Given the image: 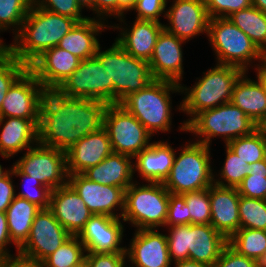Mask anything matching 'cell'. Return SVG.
Listing matches in <instances>:
<instances>
[{"instance_id": "cell-27", "label": "cell", "mask_w": 266, "mask_h": 267, "mask_svg": "<svg viewBox=\"0 0 266 267\" xmlns=\"http://www.w3.org/2000/svg\"><path fill=\"white\" fill-rule=\"evenodd\" d=\"M132 157L112 152L98 165L88 168L82 174L89 180L126 190L133 182Z\"/></svg>"}, {"instance_id": "cell-60", "label": "cell", "mask_w": 266, "mask_h": 267, "mask_svg": "<svg viewBox=\"0 0 266 267\" xmlns=\"http://www.w3.org/2000/svg\"><path fill=\"white\" fill-rule=\"evenodd\" d=\"M10 171H3L2 166L0 165V179L5 177Z\"/></svg>"}, {"instance_id": "cell-19", "label": "cell", "mask_w": 266, "mask_h": 267, "mask_svg": "<svg viewBox=\"0 0 266 267\" xmlns=\"http://www.w3.org/2000/svg\"><path fill=\"white\" fill-rule=\"evenodd\" d=\"M49 209L72 236H78L93 215L69 183L51 191Z\"/></svg>"}, {"instance_id": "cell-17", "label": "cell", "mask_w": 266, "mask_h": 267, "mask_svg": "<svg viewBox=\"0 0 266 267\" xmlns=\"http://www.w3.org/2000/svg\"><path fill=\"white\" fill-rule=\"evenodd\" d=\"M123 227L120 218L94 214L78 238L87 253L126 252V248L119 247L123 237Z\"/></svg>"}, {"instance_id": "cell-61", "label": "cell", "mask_w": 266, "mask_h": 267, "mask_svg": "<svg viewBox=\"0 0 266 267\" xmlns=\"http://www.w3.org/2000/svg\"><path fill=\"white\" fill-rule=\"evenodd\" d=\"M31 6L36 5L38 0H26Z\"/></svg>"}, {"instance_id": "cell-34", "label": "cell", "mask_w": 266, "mask_h": 267, "mask_svg": "<svg viewBox=\"0 0 266 267\" xmlns=\"http://www.w3.org/2000/svg\"><path fill=\"white\" fill-rule=\"evenodd\" d=\"M227 146L248 164L266 159V134L261 127L249 135L233 139Z\"/></svg>"}, {"instance_id": "cell-16", "label": "cell", "mask_w": 266, "mask_h": 267, "mask_svg": "<svg viewBox=\"0 0 266 267\" xmlns=\"http://www.w3.org/2000/svg\"><path fill=\"white\" fill-rule=\"evenodd\" d=\"M68 183L75 189L93 215L122 217L125 199L123 188L96 183L83 174H69ZM117 206L119 209L121 208L120 216L113 212Z\"/></svg>"}, {"instance_id": "cell-56", "label": "cell", "mask_w": 266, "mask_h": 267, "mask_svg": "<svg viewBox=\"0 0 266 267\" xmlns=\"http://www.w3.org/2000/svg\"><path fill=\"white\" fill-rule=\"evenodd\" d=\"M252 6L258 8L263 13H266V0H252Z\"/></svg>"}, {"instance_id": "cell-21", "label": "cell", "mask_w": 266, "mask_h": 267, "mask_svg": "<svg viewBox=\"0 0 266 267\" xmlns=\"http://www.w3.org/2000/svg\"><path fill=\"white\" fill-rule=\"evenodd\" d=\"M184 41L169 33L165 28L159 34L154 52L149 60L153 79L179 83L182 79V43Z\"/></svg>"}, {"instance_id": "cell-5", "label": "cell", "mask_w": 266, "mask_h": 267, "mask_svg": "<svg viewBox=\"0 0 266 267\" xmlns=\"http://www.w3.org/2000/svg\"><path fill=\"white\" fill-rule=\"evenodd\" d=\"M170 91L182 92L181 84L154 79L144 89L127 96L120 105L132 114L151 135L158 131L167 132L171 125Z\"/></svg>"}, {"instance_id": "cell-45", "label": "cell", "mask_w": 266, "mask_h": 267, "mask_svg": "<svg viewBox=\"0 0 266 267\" xmlns=\"http://www.w3.org/2000/svg\"><path fill=\"white\" fill-rule=\"evenodd\" d=\"M191 224V216L187 212V204L182 194H172L169 196L168 214L165 225L177 226Z\"/></svg>"}, {"instance_id": "cell-55", "label": "cell", "mask_w": 266, "mask_h": 267, "mask_svg": "<svg viewBox=\"0 0 266 267\" xmlns=\"http://www.w3.org/2000/svg\"><path fill=\"white\" fill-rule=\"evenodd\" d=\"M174 263L176 264V267H212L211 265L202 262H197L191 259H186Z\"/></svg>"}, {"instance_id": "cell-62", "label": "cell", "mask_w": 266, "mask_h": 267, "mask_svg": "<svg viewBox=\"0 0 266 267\" xmlns=\"http://www.w3.org/2000/svg\"><path fill=\"white\" fill-rule=\"evenodd\" d=\"M260 267H266V257L264 258V260L260 264Z\"/></svg>"}, {"instance_id": "cell-57", "label": "cell", "mask_w": 266, "mask_h": 267, "mask_svg": "<svg viewBox=\"0 0 266 267\" xmlns=\"http://www.w3.org/2000/svg\"><path fill=\"white\" fill-rule=\"evenodd\" d=\"M9 53V45H3L0 39V60Z\"/></svg>"}, {"instance_id": "cell-28", "label": "cell", "mask_w": 266, "mask_h": 267, "mask_svg": "<svg viewBox=\"0 0 266 267\" xmlns=\"http://www.w3.org/2000/svg\"><path fill=\"white\" fill-rule=\"evenodd\" d=\"M245 74L236 80L230 102L261 127L266 121V93L258 81L246 78Z\"/></svg>"}, {"instance_id": "cell-32", "label": "cell", "mask_w": 266, "mask_h": 267, "mask_svg": "<svg viewBox=\"0 0 266 267\" xmlns=\"http://www.w3.org/2000/svg\"><path fill=\"white\" fill-rule=\"evenodd\" d=\"M266 56V13L251 6L228 17Z\"/></svg>"}, {"instance_id": "cell-50", "label": "cell", "mask_w": 266, "mask_h": 267, "mask_svg": "<svg viewBox=\"0 0 266 267\" xmlns=\"http://www.w3.org/2000/svg\"><path fill=\"white\" fill-rule=\"evenodd\" d=\"M9 242L11 243L12 241L9 236L7 215H6V212L0 211V259L11 258L12 255H10L6 249V245Z\"/></svg>"}, {"instance_id": "cell-43", "label": "cell", "mask_w": 266, "mask_h": 267, "mask_svg": "<svg viewBox=\"0 0 266 267\" xmlns=\"http://www.w3.org/2000/svg\"><path fill=\"white\" fill-rule=\"evenodd\" d=\"M38 0L37 6L50 12L67 16L75 19L77 22H82L88 19L81 16L82 4L78 0Z\"/></svg>"}, {"instance_id": "cell-40", "label": "cell", "mask_w": 266, "mask_h": 267, "mask_svg": "<svg viewBox=\"0 0 266 267\" xmlns=\"http://www.w3.org/2000/svg\"><path fill=\"white\" fill-rule=\"evenodd\" d=\"M31 5L26 0H0V29H7L10 26L20 31L23 21L29 12Z\"/></svg>"}, {"instance_id": "cell-54", "label": "cell", "mask_w": 266, "mask_h": 267, "mask_svg": "<svg viewBox=\"0 0 266 267\" xmlns=\"http://www.w3.org/2000/svg\"><path fill=\"white\" fill-rule=\"evenodd\" d=\"M263 63L260 65H258L259 67H257V81L259 82V84L262 86V88L264 89L265 93H266V58L262 61Z\"/></svg>"}, {"instance_id": "cell-25", "label": "cell", "mask_w": 266, "mask_h": 267, "mask_svg": "<svg viewBox=\"0 0 266 267\" xmlns=\"http://www.w3.org/2000/svg\"><path fill=\"white\" fill-rule=\"evenodd\" d=\"M163 28L164 24L160 22L136 19L132 29L122 30L116 42L131 56L149 62Z\"/></svg>"}, {"instance_id": "cell-26", "label": "cell", "mask_w": 266, "mask_h": 267, "mask_svg": "<svg viewBox=\"0 0 266 267\" xmlns=\"http://www.w3.org/2000/svg\"><path fill=\"white\" fill-rule=\"evenodd\" d=\"M175 151L167 142H153L138 153L134 170L148 182H164L169 176L175 158Z\"/></svg>"}, {"instance_id": "cell-36", "label": "cell", "mask_w": 266, "mask_h": 267, "mask_svg": "<svg viewBox=\"0 0 266 267\" xmlns=\"http://www.w3.org/2000/svg\"><path fill=\"white\" fill-rule=\"evenodd\" d=\"M238 212L240 228L266 231V200L240 195Z\"/></svg>"}, {"instance_id": "cell-33", "label": "cell", "mask_w": 266, "mask_h": 267, "mask_svg": "<svg viewBox=\"0 0 266 267\" xmlns=\"http://www.w3.org/2000/svg\"><path fill=\"white\" fill-rule=\"evenodd\" d=\"M228 244L239 254L256 260L259 264L266 257V231L240 228L229 239Z\"/></svg>"}, {"instance_id": "cell-8", "label": "cell", "mask_w": 266, "mask_h": 267, "mask_svg": "<svg viewBox=\"0 0 266 267\" xmlns=\"http://www.w3.org/2000/svg\"><path fill=\"white\" fill-rule=\"evenodd\" d=\"M170 192L162 182L136 186L134 182L125 190L123 221H130L139 229L165 226Z\"/></svg>"}, {"instance_id": "cell-37", "label": "cell", "mask_w": 266, "mask_h": 267, "mask_svg": "<svg viewBox=\"0 0 266 267\" xmlns=\"http://www.w3.org/2000/svg\"><path fill=\"white\" fill-rule=\"evenodd\" d=\"M250 175L237 187L239 195L266 200V159L249 164Z\"/></svg>"}, {"instance_id": "cell-30", "label": "cell", "mask_w": 266, "mask_h": 267, "mask_svg": "<svg viewBox=\"0 0 266 267\" xmlns=\"http://www.w3.org/2000/svg\"><path fill=\"white\" fill-rule=\"evenodd\" d=\"M106 28L100 21L88 17L85 21L77 22L74 27L59 41L58 47L69 51L81 60L92 58L100 46L96 35Z\"/></svg>"}, {"instance_id": "cell-7", "label": "cell", "mask_w": 266, "mask_h": 267, "mask_svg": "<svg viewBox=\"0 0 266 267\" xmlns=\"http://www.w3.org/2000/svg\"><path fill=\"white\" fill-rule=\"evenodd\" d=\"M174 158L169 176L163 182L172 194H183L209 188L214 182L210 166V148L202 143L185 145Z\"/></svg>"}, {"instance_id": "cell-63", "label": "cell", "mask_w": 266, "mask_h": 267, "mask_svg": "<svg viewBox=\"0 0 266 267\" xmlns=\"http://www.w3.org/2000/svg\"><path fill=\"white\" fill-rule=\"evenodd\" d=\"M261 128L264 130V132L266 134V121L261 125Z\"/></svg>"}, {"instance_id": "cell-24", "label": "cell", "mask_w": 266, "mask_h": 267, "mask_svg": "<svg viewBox=\"0 0 266 267\" xmlns=\"http://www.w3.org/2000/svg\"><path fill=\"white\" fill-rule=\"evenodd\" d=\"M239 198L237 188L210 186V224L227 239L240 229Z\"/></svg>"}, {"instance_id": "cell-6", "label": "cell", "mask_w": 266, "mask_h": 267, "mask_svg": "<svg viewBox=\"0 0 266 267\" xmlns=\"http://www.w3.org/2000/svg\"><path fill=\"white\" fill-rule=\"evenodd\" d=\"M258 126L231 102L206 109L188 119L180 130L202 136L198 143L209 146L211 137L224 136L226 145L233 139L251 134Z\"/></svg>"}, {"instance_id": "cell-1", "label": "cell", "mask_w": 266, "mask_h": 267, "mask_svg": "<svg viewBox=\"0 0 266 267\" xmlns=\"http://www.w3.org/2000/svg\"><path fill=\"white\" fill-rule=\"evenodd\" d=\"M107 104L85 98H70L46 90L41 103L39 142L67 152L86 135L103 127Z\"/></svg>"}, {"instance_id": "cell-49", "label": "cell", "mask_w": 266, "mask_h": 267, "mask_svg": "<svg viewBox=\"0 0 266 267\" xmlns=\"http://www.w3.org/2000/svg\"><path fill=\"white\" fill-rule=\"evenodd\" d=\"M12 170L0 179V211L6 212L8 206L11 204L12 200L15 198V190L12 184V179L10 178Z\"/></svg>"}, {"instance_id": "cell-20", "label": "cell", "mask_w": 266, "mask_h": 267, "mask_svg": "<svg viewBox=\"0 0 266 267\" xmlns=\"http://www.w3.org/2000/svg\"><path fill=\"white\" fill-rule=\"evenodd\" d=\"M81 59L58 46L46 50L30 66L45 90H56L79 66Z\"/></svg>"}, {"instance_id": "cell-47", "label": "cell", "mask_w": 266, "mask_h": 267, "mask_svg": "<svg viewBox=\"0 0 266 267\" xmlns=\"http://www.w3.org/2000/svg\"><path fill=\"white\" fill-rule=\"evenodd\" d=\"M167 0H136L132 10L137 11L138 20H153L159 22V16L165 12Z\"/></svg>"}, {"instance_id": "cell-3", "label": "cell", "mask_w": 266, "mask_h": 267, "mask_svg": "<svg viewBox=\"0 0 266 267\" xmlns=\"http://www.w3.org/2000/svg\"><path fill=\"white\" fill-rule=\"evenodd\" d=\"M95 57L108 74V105L120 104L154 80L148 61L131 56L116 41L106 51L99 46Z\"/></svg>"}, {"instance_id": "cell-59", "label": "cell", "mask_w": 266, "mask_h": 267, "mask_svg": "<svg viewBox=\"0 0 266 267\" xmlns=\"http://www.w3.org/2000/svg\"><path fill=\"white\" fill-rule=\"evenodd\" d=\"M83 7H90L93 3H94V0H78Z\"/></svg>"}, {"instance_id": "cell-42", "label": "cell", "mask_w": 266, "mask_h": 267, "mask_svg": "<svg viewBox=\"0 0 266 267\" xmlns=\"http://www.w3.org/2000/svg\"><path fill=\"white\" fill-rule=\"evenodd\" d=\"M12 175H17L22 177L25 182L27 184H25L24 186H26L27 191L25 192H21L19 194H16V196L21 197V198H25L27 199L29 202L36 204L37 206H39L41 209H46L49 208L50 206V196H51V189L46 187L45 185H42L41 182L37 179H33L32 176H29L27 174L22 173L15 165L12 166ZM30 183H37L35 186V188L37 189H32V191H30ZM38 187V188H37Z\"/></svg>"}, {"instance_id": "cell-46", "label": "cell", "mask_w": 266, "mask_h": 267, "mask_svg": "<svg viewBox=\"0 0 266 267\" xmlns=\"http://www.w3.org/2000/svg\"><path fill=\"white\" fill-rule=\"evenodd\" d=\"M212 267H260V264L254 259L239 254L227 244Z\"/></svg>"}, {"instance_id": "cell-41", "label": "cell", "mask_w": 266, "mask_h": 267, "mask_svg": "<svg viewBox=\"0 0 266 267\" xmlns=\"http://www.w3.org/2000/svg\"><path fill=\"white\" fill-rule=\"evenodd\" d=\"M28 68L10 52L0 60V109L9 88Z\"/></svg>"}, {"instance_id": "cell-29", "label": "cell", "mask_w": 266, "mask_h": 267, "mask_svg": "<svg viewBox=\"0 0 266 267\" xmlns=\"http://www.w3.org/2000/svg\"><path fill=\"white\" fill-rule=\"evenodd\" d=\"M6 119L0 135L1 156L8 159L25 148L30 149L32 143L39 142L40 120L14 117Z\"/></svg>"}, {"instance_id": "cell-51", "label": "cell", "mask_w": 266, "mask_h": 267, "mask_svg": "<svg viewBox=\"0 0 266 267\" xmlns=\"http://www.w3.org/2000/svg\"><path fill=\"white\" fill-rule=\"evenodd\" d=\"M89 8L96 11L97 15H102V17L104 14L118 16V0H94V3Z\"/></svg>"}, {"instance_id": "cell-2", "label": "cell", "mask_w": 266, "mask_h": 267, "mask_svg": "<svg viewBox=\"0 0 266 267\" xmlns=\"http://www.w3.org/2000/svg\"><path fill=\"white\" fill-rule=\"evenodd\" d=\"M76 23L73 18L33 5L14 37V44L9 45V52L29 67L46 50L56 47Z\"/></svg>"}, {"instance_id": "cell-9", "label": "cell", "mask_w": 266, "mask_h": 267, "mask_svg": "<svg viewBox=\"0 0 266 267\" xmlns=\"http://www.w3.org/2000/svg\"><path fill=\"white\" fill-rule=\"evenodd\" d=\"M243 73L240 68L217 64L210 69L192 89L181 86V91H188L179 108L190 117L199 112L229 103L236 80Z\"/></svg>"}, {"instance_id": "cell-38", "label": "cell", "mask_w": 266, "mask_h": 267, "mask_svg": "<svg viewBox=\"0 0 266 267\" xmlns=\"http://www.w3.org/2000/svg\"><path fill=\"white\" fill-rule=\"evenodd\" d=\"M251 168L249 164L243 161L234 151H232L226 145V159L223 168L221 169L222 180L214 179V183L224 187L237 188L241 181L248 175H250Z\"/></svg>"}, {"instance_id": "cell-22", "label": "cell", "mask_w": 266, "mask_h": 267, "mask_svg": "<svg viewBox=\"0 0 266 267\" xmlns=\"http://www.w3.org/2000/svg\"><path fill=\"white\" fill-rule=\"evenodd\" d=\"M112 146L104 127L83 137L66 152L67 172L82 174L85 170L102 162Z\"/></svg>"}, {"instance_id": "cell-14", "label": "cell", "mask_w": 266, "mask_h": 267, "mask_svg": "<svg viewBox=\"0 0 266 267\" xmlns=\"http://www.w3.org/2000/svg\"><path fill=\"white\" fill-rule=\"evenodd\" d=\"M46 90L28 68L9 88L0 109V125L7 117L40 120Z\"/></svg>"}, {"instance_id": "cell-23", "label": "cell", "mask_w": 266, "mask_h": 267, "mask_svg": "<svg viewBox=\"0 0 266 267\" xmlns=\"http://www.w3.org/2000/svg\"><path fill=\"white\" fill-rule=\"evenodd\" d=\"M126 257L136 267H170L166 235L154 229H139L132 238Z\"/></svg>"}, {"instance_id": "cell-53", "label": "cell", "mask_w": 266, "mask_h": 267, "mask_svg": "<svg viewBox=\"0 0 266 267\" xmlns=\"http://www.w3.org/2000/svg\"><path fill=\"white\" fill-rule=\"evenodd\" d=\"M136 3V0H118V17H120L121 21L123 17V13L128 10H132Z\"/></svg>"}, {"instance_id": "cell-18", "label": "cell", "mask_w": 266, "mask_h": 267, "mask_svg": "<svg viewBox=\"0 0 266 267\" xmlns=\"http://www.w3.org/2000/svg\"><path fill=\"white\" fill-rule=\"evenodd\" d=\"M164 17L171 25L164 28L183 41L208 31L210 17L204 0H175Z\"/></svg>"}, {"instance_id": "cell-13", "label": "cell", "mask_w": 266, "mask_h": 267, "mask_svg": "<svg viewBox=\"0 0 266 267\" xmlns=\"http://www.w3.org/2000/svg\"><path fill=\"white\" fill-rule=\"evenodd\" d=\"M35 145L37 146L27 149V153L14 165L22 173L32 176L34 180H39L42 185L51 190L67 184L69 175L66 152L40 143Z\"/></svg>"}, {"instance_id": "cell-52", "label": "cell", "mask_w": 266, "mask_h": 267, "mask_svg": "<svg viewBox=\"0 0 266 267\" xmlns=\"http://www.w3.org/2000/svg\"><path fill=\"white\" fill-rule=\"evenodd\" d=\"M0 267H40V265L19 256H12L11 258H1Z\"/></svg>"}, {"instance_id": "cell-11", "label": "cell", "mask_w": 266, "mask_h": 267, "mask_svg": "<svg viewBox=\"0 0 266 267\" xmlns=\"http://www.w3.org/2000/svg\"><path fill=\"white\" fill-rule=\"evenodd\" d=\"M103 127L108 132L113 152L134 158L151 145V133L120 104L106 106Z\"/></svg>"}, {"instance_id": "cell-10", "label": "cell", "mask_w": 266, "mask_h": 267, "mask_svg": "<svg viewBox=\"0 0 266 267\" xmlns=\"http://www.w3.org/2000/svg\"><path fill=\"white\" fill-rule=\"evenodd\" d=\"M207 35L216 52L219 65L234 66L246 72L250 61L253 59L263 61L266 58L229 18H211Z\"/></svg>"}, {"instance_id": "cell-4", "label": "cell", "mask_w": 266, "mask_h": 267, "mask_svg": "<svg viewBox=\"0 0 266 267\" xmlns=\"http://www.w3.org/2000/svg\"><path fill=\"white\" fill-rule=\"evenodd\" d=\"M169 230L166 238L171 262L191 259L213 266L228 244V239L211 224L177 225Z\"/></svg>"}, {"instance_id": "cell-58", "label": "cell", "mask_w": 266, "mask_h": 267, "mask_svg": "<svg viewBox=\"0 0 266 267\" xmlns=\"http://www.w3.org/2000/svg\"><path fill=\"white\" fill-rule=\"evenodd\" d=\"M71 267H90L88 259L85 257L79 263L72 265Z\"/></svg>"}, {"instance_id": "cell-35", "label": "cell", "mask_w": 266, "mask_h": 267, "mask_svg": "<svg viewBox=\"0 0 266 267\" xmlns=\"http://www.w3.org/2000/svg\"><path fill=\"white\" fill-rule=\"evenodd\" d=\"M84 252H86L85 247L78 236H71L39 265L40 267H71L85 258Z\"/></svg>"}, {"instance_id": "cell-48", "label": "cell", "mask_w": 266, "mask_h": 267, "mask_svg": "<svg viewBox=\"0 0 266 267\" xmlns=\"http://www.w3.org/2000/svg\"><path fill=\"white\" fill-rule=\"evenodd\" d=\"M126 252L118 253H87L86 258L90 267H123L125 266Z\"/></svg>"}, {"instance_id": "cell-12", "label": "cell", "mask_w": 266, "mask_h": 267, "mask_svg": "<svg viewBox=\"0 0 266 267\" xmlns=\"http://www.w3.org/2000/svg\"><path fill=\"white\" fill-rule=\"evenodd\" d=\"M71 236L49 208L41 209L34 218L28 239L18 249L17 256L40 264Z\"/></svg>"}, {"instance_id": "cell-15", "label": "cell", "mask_w": 266, "mask_h": 267, "mask_svg": "<svg viewBox=\"0 0 266 267\" xmlns=\"http://www.w3.org/2000/svg\"><path fill=\"white\" fill-rule=\"evenodd\" d=\"M56 90L66 97L94 99L108 105V74L94 56L81 60L77 69Z\"/></svg>"}, {"instance_id": "cell-39", "label": "cell", "mask_w": 266, "mask_h": 267, "mask_svg": "<svg viewBox=\"0 0 266 267\" xmlns=\"http://www.w3.org/2000/svg\"><path fill=\"white\" fill-rule=\"evenodd\" d=\"M182 195L187 204V212L191 216V224H210V187Z\"/></svg>"}, {"instance_id": "cell-31", "label": "cell", "mask_w": 266, "mask_h": 267, "mask_svg": "<svg viewBox=\"0 0 266 267\" xmlns=\"http://www.w3.org/2000/svg\"><path fill=\"white\" fill-rule=\"evenodd\" d=\"M40 210L36 204L18 196L8 206L6 215L9 236L17 249L28 239L34 218Z\"/></svg>"}, {"instance_id": "cell-44", "label": "cell", "mask_w": 266, "mask_h": 267, "mask_svg": "<svg viewBox=\"0 0 266 267\" xmlns=\"http://www.w3.org/2000/svg\"><path fill=\"white\" fill-rule=\"evenodd\" d=\"M211 18H228L233 13L252 6V0H204Z\"/></svg>"}]
</instances>
